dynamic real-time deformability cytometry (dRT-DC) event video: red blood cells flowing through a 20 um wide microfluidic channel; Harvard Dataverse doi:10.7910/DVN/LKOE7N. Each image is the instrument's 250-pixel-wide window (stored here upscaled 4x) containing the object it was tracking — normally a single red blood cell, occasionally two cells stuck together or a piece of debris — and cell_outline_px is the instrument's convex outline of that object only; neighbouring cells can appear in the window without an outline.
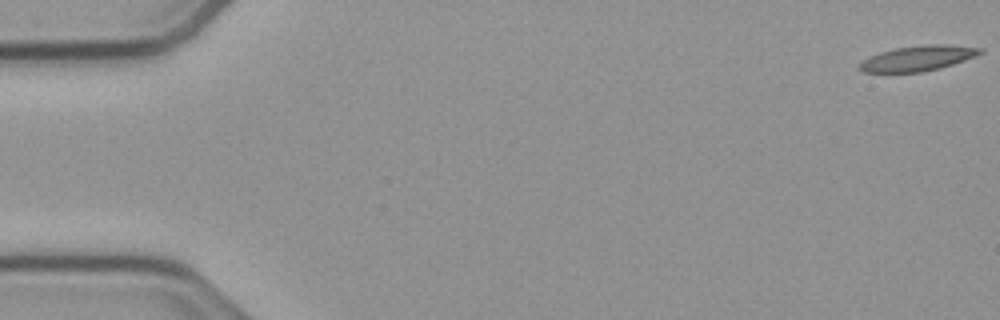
{"species": "common noctule bat (a hibernating species)", "species_latin": "Nyctalus noctula", "temperature_condition": "cold", "stored_images_in_passage": 12, "camera_frame_rate_fps": 3000, "um_per_image_px": 0.085, "animal": {"sex": "male", "body_mass_g": 23.1, "forearm_length_mm": 52.7}, "frame": {"image": 1, "passage_image": 1, "time_ms": 0.0, "image_size_px": [1000, 320], "cell_outline_px": [[984, 52], [976, 56], [940, 68], [924, 72], [864, 72], [856, 68], [864, 60], [880, 52], [896, 48], [932, 44], [944, 44], [984, 48]], "centroid_in_image_um": [78.06, 4.96], "position_along_channel_um": 6.9, "area_um2": 17.57}}